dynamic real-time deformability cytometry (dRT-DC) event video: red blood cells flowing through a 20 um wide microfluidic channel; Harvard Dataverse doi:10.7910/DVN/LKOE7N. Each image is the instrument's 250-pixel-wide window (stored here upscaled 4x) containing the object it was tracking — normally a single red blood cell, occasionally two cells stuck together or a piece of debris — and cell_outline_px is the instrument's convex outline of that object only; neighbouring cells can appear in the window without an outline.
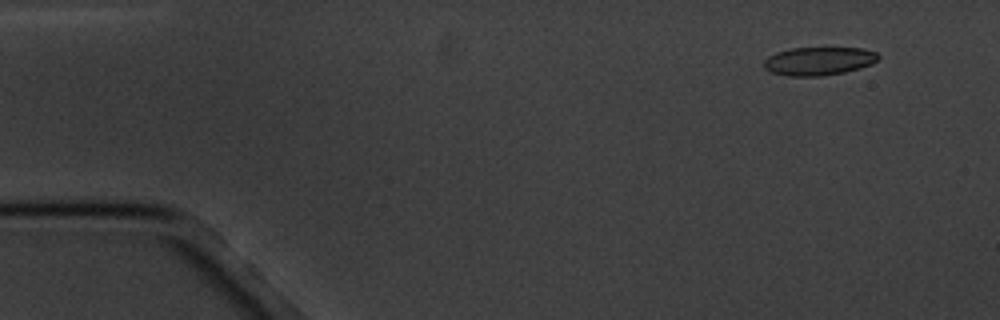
{"species": "common noctule bat (a hibernating species)", "species_latin": "Nyctalus noctula", "temperature_condition": "cold", "stored_images_in_passage": 14, "camera_frame_rate_fps": 3000, "um_per_image_px": 0.085, "animal": {"sex": "male", "body_mass_g": 20.1, "forearm_length_mm": 53.5}, "frame": {"image": 1, "passage_image": 2, "time_ms": 1.333, "image_size_px": [1000, 320], "cell_outline_px": [[880, 60], [872, 64], [860, 68], [844, 72], [820, 76], [788, 76], [772, 72], [764, 68], [764, 60], [768, 56], [776, 52], [792, 48], [864, 48], [876, 52], [880, 56]], "centroid_in_image_um": [69.62, 5.19], "position_along_channel_um": 15.4, "area_um2": 18.96}}
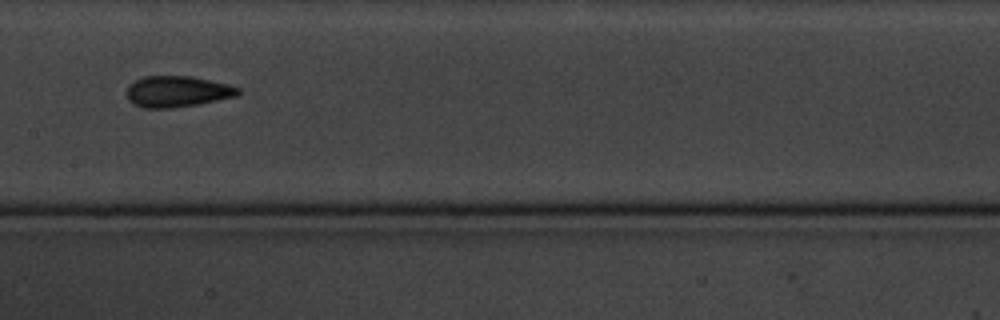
{"frame": {"image": 2, "passage_image": 9, "time_ms": 9.333, "image_size_px": [1000, 320], "cell_outline_px": [[240, 92], [236, 96], [196, 104], [172, 108], [144, 108], [132, 104], [128, 100], [124, 92], [128, 84], [144, 76], [192, 76], [228, 84], [240, 88]], "centroid_in_image_um": [15.0, 7.77], "position_along_channel_um": 192.4, "area_um2": 20.35}}
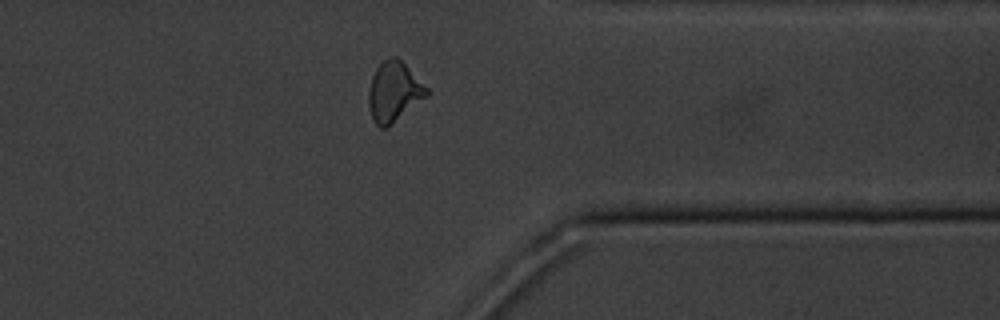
{"frame": {"image": 3, "passage_image": 14, "time_ms": 15.0, "image_size_px": [1000, 320], "cell_outline_px": [[432, 92], [428, 96], [388, 128], [380, 128], [372, 120], [368, 104], [368, 92], [372, 76], [376, 68], [384, 60], [392, 56], [396, 56]], "centroid_in_image_um": [33.49, 7.84], "position_along_channel_um": 377.9, "area_um2": 20.46}, "authors_computed_cell_mechanics": {"area_um2": 19.4497, "velocity_mm_per_s": 3.4002, "shape_relaxation_time_tau1_ms": 2.861, "shape_relaxation_time_tau2_ms": 6.4678, "deformation_change_tau1": 0.0821, "deformation_change_tau2": 0.0943}}